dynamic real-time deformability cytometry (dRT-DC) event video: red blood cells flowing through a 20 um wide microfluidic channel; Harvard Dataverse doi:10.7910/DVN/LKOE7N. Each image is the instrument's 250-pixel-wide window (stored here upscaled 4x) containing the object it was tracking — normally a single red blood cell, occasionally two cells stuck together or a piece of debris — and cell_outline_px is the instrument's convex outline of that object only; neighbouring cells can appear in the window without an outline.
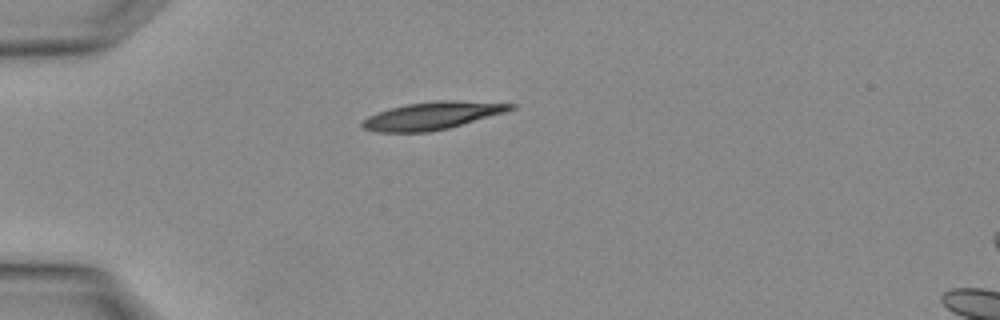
{"species": "Egyptian fruit bat (a non-hibernating species)", "species_latin": "Rousettus aegyptiacus", "temperature_condition": "warm", "stored_images_in_passage": 2, "segment_of_instrument_passage": [1, 2], "camera_frame_rate_fps": 3000, "um_per_image_px": 0.085, "animal": {"sex": "female"}, "frame": {"image": 1, "passage_image": 1, "time_ms": 0.0, "image_size_px": [1000, 320], "cell_outline_px": [[516, 108], [504, 112], [448, 128], [428, 132], [376, 132], [360, 128], [360, 124], [368, 116], [376, 112], [408, 104], [440, 100], [452, 100], [516, 104]], "centroid_in_image_um": [36.69, 9.84], "position_along_channel_um": 48.3, "area_um2": 23.58}}